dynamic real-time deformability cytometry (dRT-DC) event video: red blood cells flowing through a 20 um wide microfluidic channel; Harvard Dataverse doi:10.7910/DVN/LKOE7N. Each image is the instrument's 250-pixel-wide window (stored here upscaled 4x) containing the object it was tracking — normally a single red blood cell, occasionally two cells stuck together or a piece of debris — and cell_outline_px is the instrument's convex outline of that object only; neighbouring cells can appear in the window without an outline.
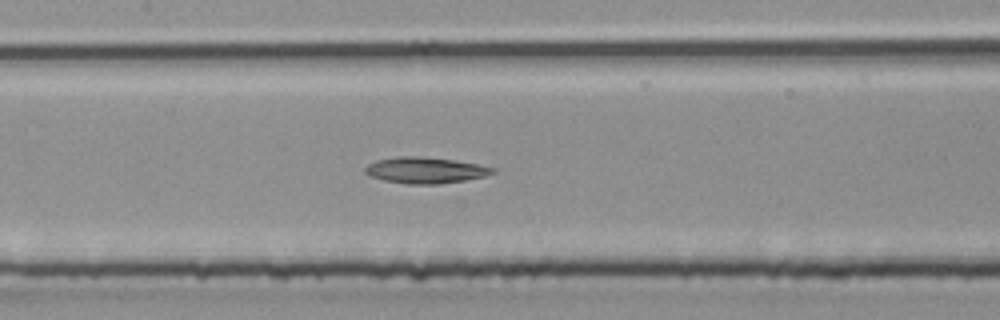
{"species": "common noctule bat (a hibernating species)", "species_latin": "Nyctalus noctula", "temperature_condition": "room temperature", "stored_images_in_passage": 42, "segment_of_instrument_passage": [2, 2], "camera_frame_rate_fps": 3000, "um_per_image_px": 0.085, "animal": {"sex": "male", "body_mass_g": 20.4}, "frame": {"image": 1, "passage_image": 20, "time_ms": 6.333, "image_size_px": [1000, 320], "cell_outline_px": [[496, 172], [484, 176], [464, 180], [440, 184], [404, 184], [384, 180], [368, 176], [364, 172], [364, 168], [368, 164], [376, 160], [400, 156], [420, 156], [456, 160], [496, 168]], "centroid_in_image_um": [36.12, 14.47], "position_along_channel_um": 171.3, "area_um2": 19.54}}
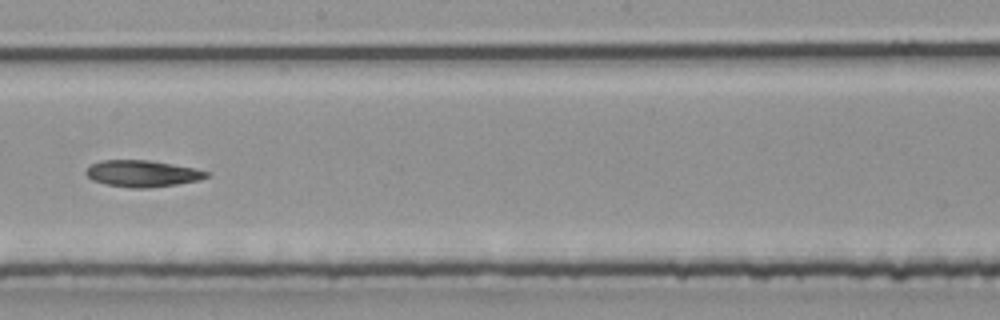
{"frame": {"image": 2, "passage_image": 24, "time_ms": 7.667, "image_size_px": [1000, 320], "cell_outline_px": [[208, 176], [200, 180], [176, 184], [148, 188], [132, 188], [104, 184], [92, 180], [84, 172], [92, 164], [100, 160], [148, 160], [172, 164], [192, 168], [208, 172]], "centroid_in_image_um": [12.06, 14.75], "position_along_channel_um": 236.1, "area_um2": 18.5}}
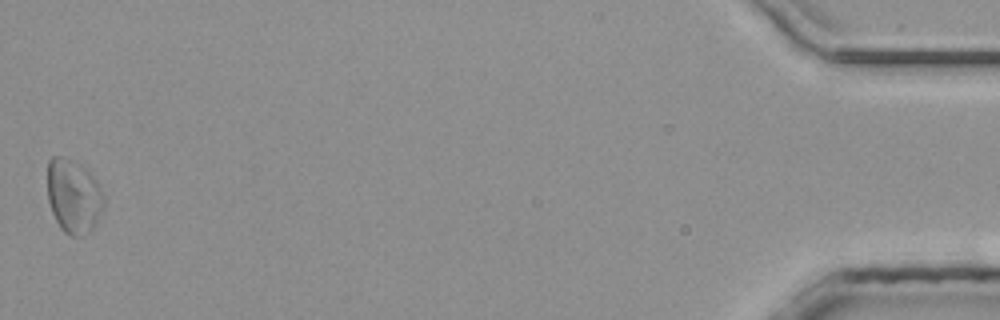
{"frame": {"image": 3, "passage_image": 42, "time_ms": 13.667, "image_size_px": [1000, 320], "cell_outline_px": [[104, 208], [96, 224], [88, 232], [80, 236], [68, 236], [60, 228], [52, 212], [48, 200], [48, 160], [52, 156], [64, 156], [80, 164], [96, 180], [104, 192]], "centroid_in_image_um": [6.26, 16.68], "position_along_channel_um": 428.9, "area_um2": 24.51}}